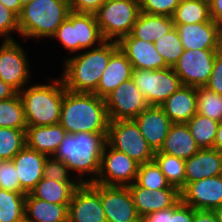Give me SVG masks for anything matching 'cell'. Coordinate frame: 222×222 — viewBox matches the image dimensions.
<instances>
[{
	"label": "cell",
	"mask_w": 222,
	"mask_h": 222,
	"mask_svg": "<svg viewBox=\"0 0 222 222\" xmlns=\"http://www.w3.org/2000/svg\"><path fill=\"white\" fill-rule=\"evenodd\" d=\"M140 222H148L145 218H141Z\"/></svg>",
	"instance_id": "56"
},
{
	"label": "cell",
	"mask_w": 222,
	"mask_h": 222,
	"mask_svg": "<svg viewBox=\"0 0 222 222\" xmlns=\"http://www.w3.org/2000/svg\"><path fill=\"white\" fill-rule=\"evenodd\" d=\"M197 113L211 118L214 121H222V95L209 90L206 87H197Z\"/></svg>",
	"instance_id": "38"
},
{
	"label": "cell",
	"mask_w": 222,
	"mask_h": 222,
	"mask_svg": "<svg viewBox=\"0 0 222 222\" xmlns=\"http://www.w3.org/2000/svg\"><path fill=\"white\" fill-rule=\"evenodd\" d=\"M119 49L117 41H104L101 45L64 61L62 81L72 92L93 93L110 57Z\"/></svg>",
	"instance_id": "3"
},
{
	"label": "cell",
	"mask_w": 222,
	"mask_h": 222,
	"mask_svg": "<svg viewBox=\"0 0 222 222\" xmlns=\"http://www.w3.org/2000/svg\"><path fill=\"white\" fill-rule=\"evenodd\" d=\"M118 45L133 69L160 70L169 67L152 42L136 39L130 34L122 37Z\"/></svg>",
	"instance_id": "17"
},
{
	"label": "cell",
	"mask_w": 222,
	"mask_h": 222,
	"mask_svg": "<svg viewBox=\"0 0 222 222\" xmlns=\"http://www.w3.org/2000/svg\"><path fill=\"white\" fill-rule=\"evenodd\" d=\"M25 215L35 222H68V207L34 198L27 193Z\"/></svg>",
	"instance_id": "29"
},
{
	"label": "cell",
	"mask_w": 222,
	"mask_h": 222,
	"mask_svg": "<svg viewBox=\"0 0 222 222\" xmlns=\"http://www.w3.org/2000/svg\"><path fill=\"white\" fill-rule=\"evenodd\" d=\"M0 127L26 131L27 121L23 103L18 93L11 98L0 100Z\"/></svg>",
	"instance_id": "33"
},
{
	"label": "cell",
	"mask_w": 222,
	"mask_h": 222,
	"mask_svg": "<svg viewBox=\"0 0 222 222\" xmlns=\"http://www.w3.org/2000/svg\"><path fill=\"white\" fill-rule=\"evenodd\" d=\"M174 24H197L212 20L209 1L181 0L172 16Z\"/></svg>",
	"instance_id": "30"
},
{
	"label": "cell",
	"mask_w": 222,
	"mask_h": 222,
	"mask_svg": "<svg viewBox=\"0 0 222 222\" xmlns=\"http://www.w3.org/2000/svg\"><path fill=\"white\" fill-rule=\"evenodd\" d=\"M219 51L222 53V32L220 35V50Z\"/></svg>",
	"instance_id": "55"
},
{
	"label": "cell",
	"mask_w": 222,
	"mask_h": 222,
	"mask_svg": "<svg viewBox=\"0 0 222 222\" xmlns=\"http://www.w3.org/2000/svg\"><path fill=\"white\" fill-rule=\"evenodd\" d=\"M26 53L15 40H3L0 45V79L17 93L26 87L30 75V66Z\"/></svg>",
	"instance_id": "12"
},
{
	"label": "cell",
	"mask_w": 222,
	"mask_h": 222,
	"mask_svg": "<svg viewBox=\"0 0 222 222\" xmlns=\"http://www.w3.org/2000/svg\"><path fill=\"white\" fill-rule=\"evenodd\" d=\"M181 201L195 210L213 211L222 205L221 175L187 184L181 191Z\"/></svg>",
	"instance_id": "16"
},
{
	"label": "cell",
	"mask_w": 222,
	"mask_h": 222,
	"mask_svg": "<svg viewBox=\"0 0 222 222\" xmlns=\"http://www.w3.org/2000/svg\"><path fill=\"white\" fill-rule=\"evenodd\" d=\"M46 157L47 155L25 146L12 159L19 177L20 186L26 193H30L43 178Z\"/></svg>",
	"instance_id": "21"
},
{
	"label": "cell",
	"mask_w": 222,
	"mask_h": 222,
	"mask_svg": "<svg viewBox=\"0 0 222 222\" xmlns=\"http://www.w3.org/2000/svg\"><path fill=\"white\" fill-rule=\"evenodd\" d=\"M184 50L220 49L222 28L213 20L197 24H174Z\"/></svg>",
	"instance_id": "19"
},
{
	"label": "cell",
	"mask_w": 222,
	"mask_h": 222,
	"mask_svg": "<svg viewBox=\"0 0 222 222\" xmlns=\"http://www.w3.org/2000/svg\"><path fill=\"white\" fill-rule=\"evenodd\" d=\"M15 31L19 34L18 16L0 3V37L4 40H15L11 34Z\"/></svg>",
	"instance_id": "42"
},
{
	"label": "cell",
	"mask_w": 222,
	"mask_h": 222,
	"mask_svg": "<svg viewBox=\"0 0 222 222\" xmlns=\"http://www.w3.org/2000/svg\"><path fill=\"white\" fill-rule=\"evenodd\" d=\"M134 206L140 218L155 212L174 207L180 200L178 189H158L149 191L138 186L135 182L128 186Z\"/></svg>",
	"instance_id": "18"
},
{
	"label": "cell",
	"mask_w": 222,
	"mask_h": 222,
	"mask_svg": "<svg viewBox=\"0 0 222 222\" xmlns=\"http://www.w3.org/2000/svg\"><path fill=\"white\" fill-rule=\"evenodd\" d=\"M144 218L148 222H169V208L161 211H155Z\"/></svg>",
	"instance_id": "48"
},
{
	"label": "cell",
	"mask_w": 222,
	"mask_h": 222,
	"mask_svg": "<svg viewBox=\"0 0 222 222\" xmlns=\"http://www.w3.org/2000/svg\"><path fill=\"white\" fill-rule=\"evenodd\" d=\"M80 185V182H59L43 177L30 194L34 198L68 207L75 190Z\"/></svg>",
	"instance_id": "28"
},
{
	"label": "cell",
	"mask_w": 222,
	"mask_h": 222,
	"mask_svg": "<svg viewBox=\"0 0 222 222\" xmlns=\"http://www.w3.org/2000/svg\"><path fill=\"white\" fill-rule=\"evenodd\" d=\"M58 39L71 54L85 48H95L106 41L100 31L95 14L70 12L51 37ZM98 42V43H97Z\"/></svg>",
	"instance_id": "6"
},
{
	"label": "cell",
	"mask_w": 222,
	"mask_h": 222,
	"mask_svg": "<svg viewBox=\"0 0 222 222\" xmlns=\"http://www.w3.org/2000/svg\"><path fill=\"white\" fill-rule=\"evenodd\" d=\"M133 66L127 56L119 48L109 60L100 82L93 92L98 97L105 99L122 82L132 78Z\"/></svg>",
	"instance_id": "23"
},
{
	"label": "cell",
	"mask_w": 222,
	"mask_h": 222,
	"mask_svg": "<svg viewBox=\"0 0 222 222\" xmlns=\"http://www.w3.org/2000/svg\"><path fill=\"white\" fill-rule=\"evenodd\" d=\"M26 194L0 188V222H18L25 215Z\"/></svg>",
	"instance_id": "34"
},
{
	"label": "cell",
	"mask_w": 222,
	"mask_h": 222,
	"mask_svg": "<svg viewBox=\"0 0 222 222\" xmlns=\"http://www.w3.org/2000/svg\"><path fill=\"white\" fill-rule=\"evenodd\" d=\"M0 188L26 193L20 186L19 177L12 160H0Z\"/></svg>",
	"instance_id": "41"
},
{
	"label": "cell",
	"mask_w": 222,
	"mask_h": 222,
	"mask_svg": "<svg viewBox=\"0 0 222 222\" xmlns=\"http://www.w3.org/2000/svg\"><path fill=\"white\" fill-rule=\"evenodd\" d=\"M154 45L169 67H173L184 52V47L175 27L157 39Z\"/></svg>",
	"instance_id": "37"
},
{
	"label": "cell",
	"mask_w": 222,
	"mask_h": 222,
	"mask_svg": "<svg viewBox=\"0 0 222 222\" xmlns=\"http://www.w3.org/2000/svg\"><path fill=\"white\" fill-rule=\"evenodd\" d=\"M17 92L0 79V100L13 97Z\"/></svg>",
	"instance_id": "49"
},
{
	"label": "cell",
	"mask_w": 222,
	"mask_h": 222,
	"mask_svg": "<svg viewBox=\"0 0 222 222\" xmlns=\"http://www.w3.org/2000/svg\"><path fill=\"white\" fill-rule=\"evenodd\" d=\"M109 123L105 99L94 93L65 90L59 124L68 134L108 133Z\"/></svg>",
	"instance_id": "2"
},
{
	"label": "cell",
	"mask_w": 222,
	"mask_h": 222,
	"mask_svg": "<svg viewBox=\"0 0 222 222\" xmlns=\"http://www.w3.org/2000/svg\"><path fill=\"white\" fill-rule=\"evenodd\" d=\"M222 152L214 148L200 149L185 160V186L205 178L221 175Z\"/></svg>",
	"instance_id": "22"
},
{
	"label": "cell",
	"mask_w": 222,
	"mask_h": 222,
	"mask_svg": "<svg viewBox=\"0 0 222 222\" xmlns=\"http://www.w3.org/2000/svg\"><path fill=\"white\" fill-rule=\"evenodd\" d=\"M0 3L13 11L17 16H19L22 10L19 0H0Z\"/></svg>",
	"instance_id": "50"
},
{
	"label": "cell",
	"mask_w": 222,
	"mask_h": 222,
	"mask_svg": "<svg viewBox=\"0 0 222 222\" xmlns=\"http://www.w3.org/2000/svg\"><path fill=\"white\" fill-rule=\"evenodd\" d=\"M26 146V131L0 127V160H12Z\"/></svg>",
	"instance_id": "36"
},
{
	"label": "cell",
	"mask_w": 222,
	"mask_h": 222,
	"mask_svg": "<svg viewBox=\"0 0 222 222\" xmlns=\"http://www.w3.org/2000/svg\"><path fill=\"white\" fill-rule=\"evenodd\" d=\"M65 90L61 77L50 84L24 87L18 94L23 103L27 126L58 124Z\"/></svg>",
	"instance_id": "4"
},
{
	"label": "cell",
	"mask_w": 222,
	"mask_h": 222,
	"mask_svg": "<svg viewBox=\"0 0 222 222\" xmlns=\"http://www.w3.org/2000/svg\"><path fill=\"white\" fill-rule=\"evenodd\" d=\"M197 88L181 85L160 107L172 123H187L197 113Z\"/></svg>",
	"instance_id": "24"
},
{
	"label": "cell",
	"mask_w": 222,
	"mask_h": 222,
	"mask_svg": "<svg viewBox=\"0 0 222 222\" xmlns=\"http://www.w3.org/2000/svg\"><path fill=\"white\" fill-rule=\"evenodd\" d=\"M18 222H35L24 215Z\"/></svg>",
	"instance_id": "53"
},
{
	"label": "cell",
	"mask_w": 222,
	"mask_h": 222,
	"mask_svg": "<svg viewBox=\"0 0 222 222\" xmlns=\"http://www.w3.org/2000/svg\"><path fill=\"white\" fill-rule=\"evenodd\" d=\"M139 166L140 164L125 153L112 148L106 142L102 151L100 171L94 183L107 186L132 185Z\"/></svg>",
	"instance_id": "10"
},
{
	"label": "cell",
	"mask_w": 222,
	"mask_h": 222,
	"mask_svg": "<svg viewBox=\"0 0 222 222\" xmlns=\"http://www.w3.org/2000/svg\"><path fill=\"white\" fill-rule=\"evenodd\" d=\"M69 171V168L58 158L53 155L46 157L43 177L59 182H79L78 179L73 180L69 177L71 176Z\"/></svg>",
	"instance_id": "39"
},
{
	"label": "cell",
	"mask_w": 222,
	"mask_h": 222,
	"mask_svg": "<svg viewBox=\"0 0 222 222\" xmlns=\"http://www.w3.org/2000/svg\"><path fill=\"white\" fill-rule=\"evenodd\" d=\"M195 209L186 205L181 200L169 208V222H193Z\"/></svg>",
	"instance_id": "44"
},
{
	"label": "cell",
	"mask_w": 222,
	"mask_h": 222,
	"mask_svg": "<svg viewBox=\"0 0 222 222\" xmlns=\"http://www.w3.org/2000/svg\"><path fill=\"white\" fill-rule=\"evenodd\" d=\"M139 13V0H106L95 17L103 38L118 42L131 34Z\"/></svg>",
	"instance_id": "7"
},
{
	"label": "cell",
	"mask_w": 222,
	"mask_h": 222,
	"mask_svg": "<svg viewBox=\"0 0 222 222\" xmlns=\"http://www.w3.org/2000/svg\"><path fill=\"white\" fill-rule=\"evenodd\" d=\"M181 0H139L140 12L172 17Z\"/></svg>",
	"instance_id": "40"
},
{
	"label": "cell",
	"mask_w": 222,
	"mask_h": 222,
	"mask_svg": "<svg viewBox=\"0 0 222 222\" xmlns=\"http://www.w3.org/2000/svg\"><path fill=\"white\" fill-rule=\"evenodd\" d=\"M106 0H69L70 10L75 13L95 14Z\"/></svg>",
	"instance_id": "45"
},
{
	"label": "cell",
	"mask_w": 222,
	"mask_h": 222,
	"mask_svg": "<svg viewBox=\"0 0 222 222\" xmlns=\"http://www.w3.org/2000/svg\"><path fill=\"white\" fill-rule=\"evenodd\" d=\"M67 132L58 123L48 126H27L26 146L47 156H52Z\"/></svg>",
	"instance_id": "25"
},
{
	"label": "cell",
	"mask_w": 222,
	"mask_h": 222,
	"mask_svg": "<svg viewBox=\"0 0 222 222\" xmlns=\"http://www.w3.org/2000/svg\"><path fill=\"white\" fill-rule=\"evenodd\" d=\"M193 222H217V218L213 211L195 210Z\"/></svg>",
	"instance_id": "47"
},
{
	"label": "cell",
	"mask_w": 222,
	"mask_h": 222,
	"mask_svg": "<svg viewBox=\"0 0 222 222\" xmlns=\"http://www.w3.org/2000/svg\"><path fill=\"white\" fill-rule=\"evenodd\" d=\"M106 141L112 148L125 153L140 165L154 159L155 152L133 119L110 121Z\"/></svg>",
	"instance_id": "8"
},
{
	"label": "cell",
	"mask_w": 222,
	"mask_h": 222,
	"mask_svg": "<svg viewBox=\"0 0 222 222\" xmlns=\"http://www.w3.org/2000/svg\"><path fill=\"white\" fill-rule=\"evenodd\" d=\"M209 5L212 20L222 28V0H210Z\"/></svg>",
	"instance_id": "46"
},
{
	"label": "cell",
	"mask_w": 222,
	"mask_h": 222,
	"mask_svg": "<svg viewBox=\"0 0 222 222\" xmlns=\"http://www.w3.org/2000/svg\"><path fill=\"white\" fill-rule=\"evenodd\" d=\"M174 28L172 17L140 12L131 35L136 39L154 43Z\"/></svg>",
	"instance_id": "27"
},
{
	"label": "cell",
	"mask_w": 222,
	"mask_h": 222,
	"mask_svg": "<svg viewBox=\"0 0 222 222\" xmlns=\"http://www.w3.org/2000/svg\"><path fill=\"white\" fill-rule=\"evenodd\" d=\"M70 12L69 0H32L18 16L19 35L51 38Z\"/></svg>",
	"instance_id": "5"
},
{
	"label": "cell",
	"mask_w": 222,
	"mask_h": 222,
	"mask_svg": "<svg viewBox=\"0 0 222 222\" xmlns=\"http://www.w3.org/2000/svg\"><path fill=\"white\" fill-rule=\"evenodd\" d=\"M199 150L186 123H173L159 152L187 160Z\"/></svg>",
	"instance_id": "26"
},
{
	"label": "cell",
	"mask_w": 222,
	"mask_h": 222,
	"mask_svg": "<svg viewBox=\"0 0 222 222\" xmlns=\"http://www.w3.org/2000/svg\"><path fill=\"white\" fill-rule=\"evenodd\" d=\"M135 183L149 191H155L158 189H177L168 183L165 175L154 160L139 166Z\"/></svg>",
	"instance_id": "35"
},
{
	"label": "cell",
	"mask_w": 222,
	"mask_h": 222,
	"mask_svg": "<svg viewBox=\"0 0 222 222\" xmlns=\"http://www.w3.org/2000/svg\"><path fill=\"white\" fill-rule=\"evenodd\" d=\"M186 125L200 149L213 148L219 122L196 113Z\"/></svg>",
	"instance_id": "31"
},
{
	"label": "cell",
	"mask_w": 222,
	"mask_h": 222,
	"mask_svg": "<svg viewBox=\"0 0 222 222\" xmlns=\"http://www.w3.org/2000/svg\"><path fill=\"white\" fill-rule=\"evenodd\" d=\"M220 49L184 50L173 70L182 85L205 87L212 73L214 60Z\"/></svg>",
	"instance_id": "11"
},
{
	"label": "cell",
	"mask_w": 222,
	"mask_h": 222,
	"mask_svg": "<svg viewBox=\"0 0 222 222\" xmlns=\"http://www.w3.org/2000/svg\"><path fill=\"white\" fill-rule=\"evenodd\" d=\"M132 79L149 106H160L182 85L172 67L160 70L133 69Z\"/></svg>",
	"instance_id": "9"
},
{
	"label": "cell",
	"mask_w": 222,
	"mask_h": 222,
	"mask_svg": "<svg viewBox=\"0 0 222 222\" xmlns=\"http://www.w3.org/2000/svg\"><path fill=\"white\" fill-rule=\"evenodd\" d=\"M213 148L222 152V121L219 122Z\"/></svg>",
	"instance_id": "51"
},
{
	"label": "cell",
	"mask_w": 222,
	"mask_h": 222,
	"mask_svg": "<svg viewBox=\"0 0 222 222\" xmlns=\"http://www.w3.org/2000/svg\"><path fill=\"white\" fill-rule=\"evenodd\" d=\"M106 138L107 133H67L53 156L61 160L70 171L80 173V177L76 176L80 184L94 183L100 171ZM85 174L92 176L85 179Z\"/></svg>",
	"instance_id": "1"
},
{
	"label": "cell",
	"mask_w": 222,
	"mask_h": 222,
	"mask_svg": "<svg viewBox=\"0 0 222 222\" xmlns=\"http://www.w3.org/2000/svg\"><path fill=\"white\" fill-rule=\"evenodd\" d=\"M100 198L107 222H140L128 186L100 185Z\"/></svg>",
	"instance_id": "15"
},
{
	"label": "cell",
	"mask_w": 222,
	"mask_h": 222,
	"mask_svg": "<svg viewBox=\"0 0 222 222\" xmlns=\"http://www.w3.org/2000/svg\"><path fill=\"white\" fill-rule=\"evenodd\" d=\"M205 87L222 95V53L220 51L217 52L212 73Z\"/></svg>",
	"instance_id": "43"
},
{
	"label": "cell",
	"mask_w": 222,
	"mask_h": 222,
	"mask_svg": "<svg viewBox=\"0 0 222 222\" xmlns=\"http://www.w3.org/2000/svg\"><path fill=\"white\" fill-rule=\"evenodd\" d=\"M69 222H107L100 198V184H81L68 206Z\"/></svg>",
	"instance_id": "14"
},
{
	"label": "cell",
	"mask_w": 222,
	"mask_h": 222,
	"mask_svg": "<svg viewBox=\"0 0 222 222\" xmlns=\"http://www.w3.org/2000/svg\"><path fill=\"white\" fill-rule=\"evenodd\" d=\"M133 120L151 149L159 151L173 124L164 110L160 106H148Z\"/></svg>",
	"instance_id": "20"
},
{
	"label": "cell",
	"mask_w": 222,
	"mask_h": 222,
	"mask_svg": "<svg viewBox=\"0 0 222 222\" xmlns=\"http://www.w3.org/2000/svg\"><path fill=\"white\" fill-rule=\"evenodd\" d=\"M105 104L110 121L134 119L149 106L132 78L113 90Z\"/></svg>",
	"instance_id": "13"
},
{
	"label": "cell",
	"mask_w": 222,
	"mask_h": 222,
	"mask_svg": "<svg viewBox=\"0 0 222 222\" xmlns=\"http://www.w3.org/2000/svg\"><path fill=\"white\" fill-rule=\"evenodd\" d=\"M20 1V5L21 7L27 5L28 3H30L32 0H19Z\"/></svg>",
	"instance_id": "54"
},
{
	"label": "cell",
	"mask_w": 222,
	"mask_h": 222,
	"mask_svg": "<svg viewBox=\"0 0 222 222\" xmlns=\"http://www.w3.org/2000/svg\"><path fill=\"white\" fill-rule=\"evenodd\" d=\"M213 212L217 218V222H222V205L220 207L215 208Z\"/></svg>",
	"instance_id": "52"
},
{
	"label": "cell",
	"mask_w": 222,
	"mask_h": 222,
	"mask_svg": "<svg viewBox=\"0 0 222 222\" xmlns=\"http://www.w3.org/2000/svg\"><path fill=\"white\" fill-rule=\"evenodd\" d=\"M153 160L171 186L176 187L179 191L185 187V160L159 151L154 153Z\"/></svg>",
	"instance_id": "32"
}]
</instances>
